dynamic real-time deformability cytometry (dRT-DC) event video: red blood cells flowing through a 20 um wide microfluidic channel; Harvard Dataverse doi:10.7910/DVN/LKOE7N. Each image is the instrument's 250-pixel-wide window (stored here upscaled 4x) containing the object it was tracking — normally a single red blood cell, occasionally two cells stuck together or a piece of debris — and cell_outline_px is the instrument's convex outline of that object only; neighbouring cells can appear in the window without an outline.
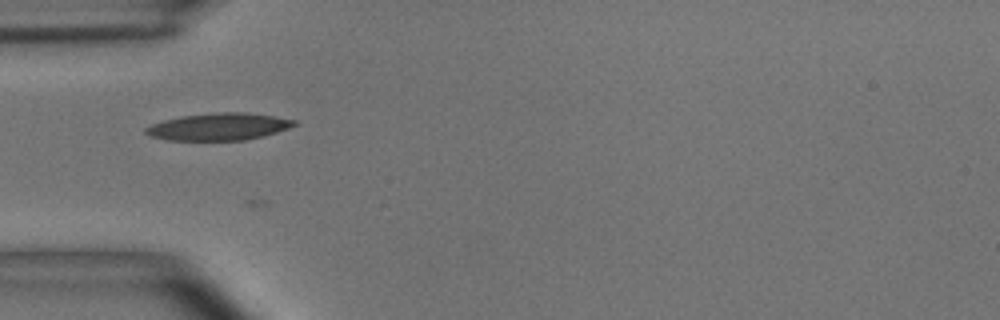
{"species": "common noctule bat (a hibernating species)", "species_latin": "Nyctalus noctula", "temperature_condition": "room temperature", "stored_images_in_passage": 25, "camera_frame_rate_fps": 3000, "um_per_image_px": 0.085, "animal": {"sex": "male", "body_mass_g": 15.6}, "frame": {"image": 1, "passage_image": 6, "time_ms": 1.667, "image_size_px": [1000, 320], "cell_outline_px": [[300, 124], [264, 136], [244, 140], [168, 140], [152, 136], [144, 132], [144, 128], [152, 124], [164, 120], [180, 116], [216, 112], [244, 112], [276, 116], [296, 120]], "centroid_in_image_um": [18.63, 10.76], "position_along_channel_um": 66.4, "area_um2": 23.58}}
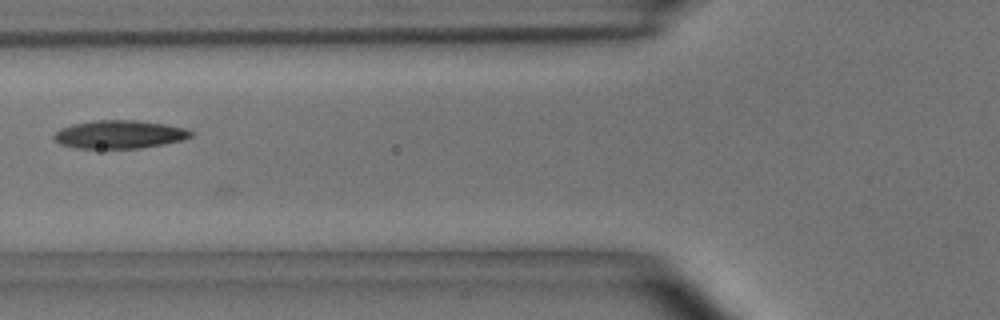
{"frame": {"image": 2, "passage_image": 10, "time_ms": 3.0, "image_size_px": [1000, 320], "cell_outline_px": [[196, 132], [192, 136], [184, 140], [164, 144], [140, 148], [76, 148], [60, 144], [52, 140], [52, 136], [60, 128], [72, 124], [92, 120], [136, 120], [164, 124], [184, 128]], "centroid_in_image_um": [10.14, 11.42], "position_along_channel_um": 115.7, "area_um2": 22.72}}